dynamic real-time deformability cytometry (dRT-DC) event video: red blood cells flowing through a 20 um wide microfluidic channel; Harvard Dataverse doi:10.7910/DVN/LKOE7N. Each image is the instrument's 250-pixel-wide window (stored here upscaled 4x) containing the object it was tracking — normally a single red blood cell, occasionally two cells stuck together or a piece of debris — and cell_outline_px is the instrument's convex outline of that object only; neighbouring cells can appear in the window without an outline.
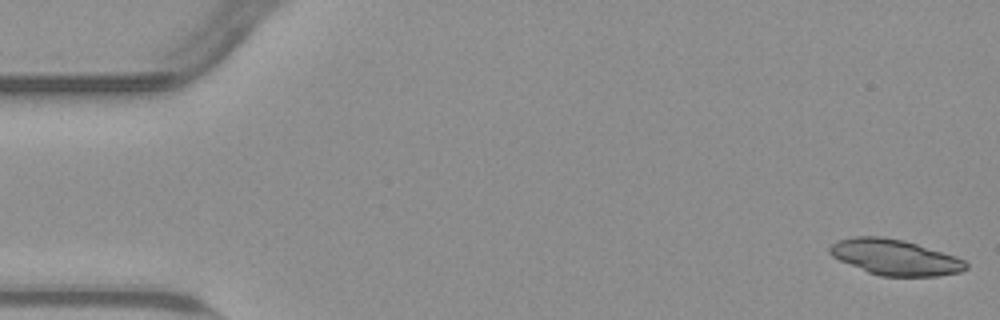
{"species": "common noctule bat (a hibernating species)", "species_latin": "Nyctalus noctula", "temperature_condition": "warm", "stored_images_in_passage": 54, "camera_frame_rate_fps": 3000, "um_per_image_px": 0.085, "animal": {"sex": "male", "body_mass_g": 23.1, "forearm_length_mm": 52.7}, "frame": {"image": 1, "passage_image": 1, "time_ms": 0.0, "image_size_px": [1000, 320], "cell_outline_px": [[968, 268], [960, 272], [940, 276], [880, 276], [868, 272], [840, 260], [832, 256], [828, 252], [828, 248], [836, 240], [856, 236], [884, 236], [904, 240], [956, 256], [964, 260], [968, 264]], "centroid_in_image_um": [76.07, 21.86], "position_along_channel_um": 8.9, "area_um2": 28.38}}
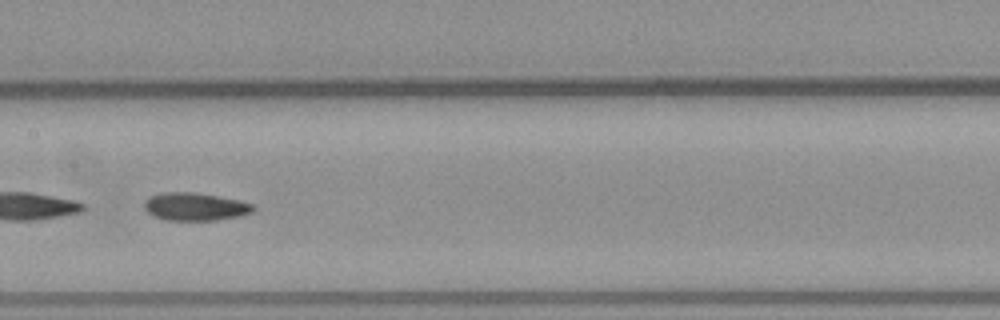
{"frame": {"image": 2, "passage_image": 27, "time_ms": 8.667, "image_size_px": [1000, 320], "cell_outline_px": [[256, 208], [252, 212], [240, 216], [216, 220], [168, 220], [156, 216], [148, 212], [144, 208], [144, 204], [148, 196], [164, 192], [192, 192], [240, 200], [252, 204]], "centroid_in_image_um": [16.6, 17.56], "position_along_channel_um": 190.8, "area_um2": 17.57}}
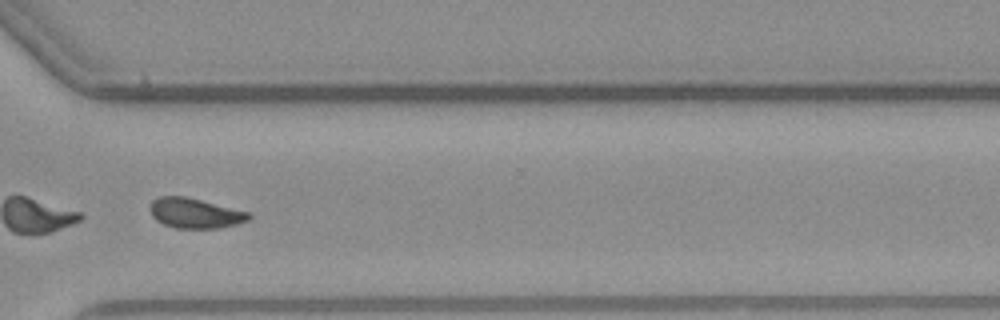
{"frame": {"image": 3, "passage_image": 40, "time_ms": 13.0, "image_size_px": [1000, 320], "cell_outline_px": [[252, 216], [248, 220], [236, 224], [220, 228], [176, 228], [164, 224], [156, 220], [152, 216], [148, 208], [152, 200], [160, 196], [184, 196], [252, 212]], "centroid_in_image_um": [16.58, 18.11], "position_along_channel_um": 354.0, "area_um2": 17.46}, "authors_computed_cell_mechanics": {"area_um2": 18.3226, "velocity_mm_per_s": 3.7768, "shape_relaxation_time_tau1_ms": 4.7835, "shape_relaxation_time_tau2_ms": 2.3481, "deformation_change_tau1": 0.1311, "deformation_change_tau2": 0.0745}}